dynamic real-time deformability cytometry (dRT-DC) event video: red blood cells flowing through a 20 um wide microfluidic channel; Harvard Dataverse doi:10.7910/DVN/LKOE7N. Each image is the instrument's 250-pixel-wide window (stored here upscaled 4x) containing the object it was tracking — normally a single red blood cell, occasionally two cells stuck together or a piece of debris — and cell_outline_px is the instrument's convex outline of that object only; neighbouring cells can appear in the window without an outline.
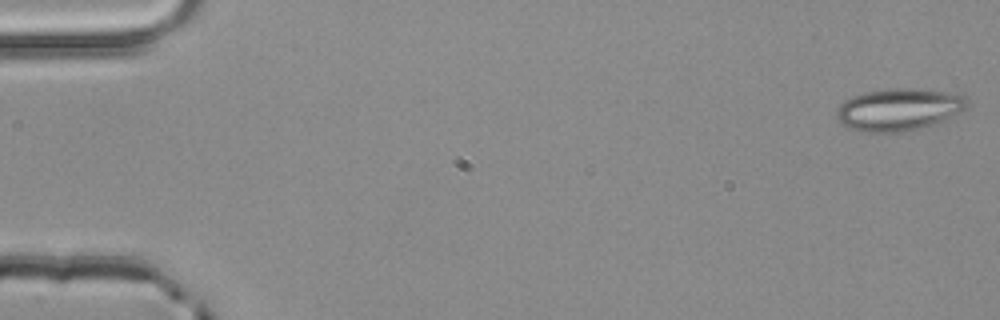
{"species": "common noctule bat (a hibernating species)", "species_latin": "Nyctalus noctula", "temperature_condition": "room temperature", "stored_images_in_passage": 3, "camera_frame_rate_fps": 3000, "um_per_image_px": 0.085, "animal": {"sex": "male", "body_mass_g": 20.4}, "frame": {"image": 1, "passage_image": 1, "time_ms": 0.0, "image_size_px": [1000, 320], "cell_outline_px": [[972, 104], [968, 108], [944, 120], [920, 128], [904, 132], [860, 132], [840, 124], [836, 116], [836, 112], [840, 104], [844, 100], [852, 96], [864, 92], [896, 88], [928, 88], [952, 92], [964, 96]], "centroid_in_image_um": [76.43, 9.29], "position_along_channel_um": 8.6, "area_um2": 32.71}}
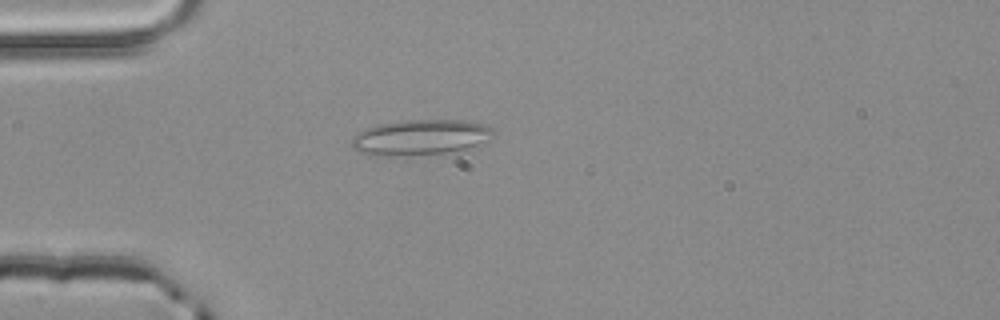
{"frame": {"image": 2, "passage_image": 3, "time_ms": 0.667, "image_size_px": [1000, 320], "cell_outline_px": [[496, 132], [492, 140], [476, 148], [460, 152], [360, 152], [352, 144], [352, 136], [356, 132], [380, 124], [400, 120], [468, 120], [484, 124], [492, 128]], "centroid_in_image_um": [35.98, 11.6], "position_along_channel_um": 49.0, "area_um2": 28.5}}